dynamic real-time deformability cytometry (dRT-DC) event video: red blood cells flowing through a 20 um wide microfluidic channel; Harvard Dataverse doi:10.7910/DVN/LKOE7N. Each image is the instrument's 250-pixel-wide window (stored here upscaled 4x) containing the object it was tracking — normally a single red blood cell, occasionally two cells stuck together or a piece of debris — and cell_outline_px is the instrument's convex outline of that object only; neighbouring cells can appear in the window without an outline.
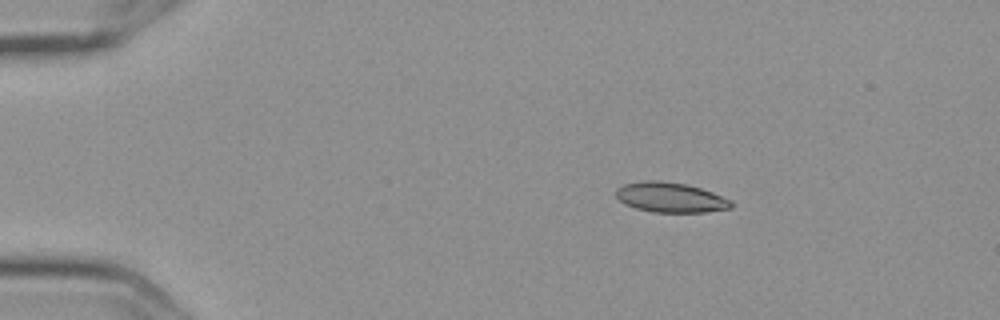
{"species": "Egyptian fruit bat (a non-hibernating species)", "species_latin": "Rousettus aegyptiacus", "temperature_condition": "cold", "stored_images_in_passage": 4, "camera_frame_rate_fps": 3000, "um_per_image_px": 0.085, "frame": {"image": 1, "passage_image": 1, "time_ms": 0.0, "image_size_px": [1000, 320], "cell_outline_px": [[732, 208], [704, 212], [652, 212], [636, 208], [624, 204], [616, 196], [616, 188], [624, 184], [644, 180], [660, 180], [688, 184], [712, 192], [732, 200]], "centroid_in_image_um": [56.98, 16.77], "position_along_channel_um": 28.0, "area_um2": 20.23}}
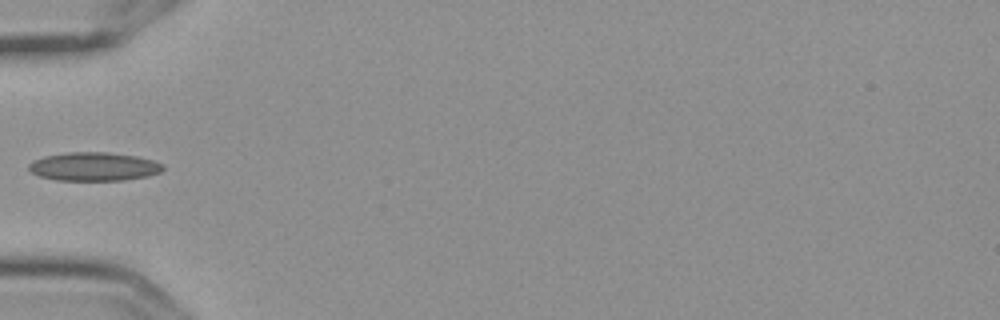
{"frame": {"image": 2, "passage_image": 4, "time_ms": 1.0, "image_size_px": [1000, 320], "cell_outline_px": [[164, 168], [160, 172], [148, 176], [124, 180], [56, 180], [40, 176], [32, 172], [28, 168], [28, 164], [32, 160], [44, 156], [68, 152], [108, 152], [136, 156], [152, 160], [164, 164]], "centroid_in_image_um": [7.98, 14.15], "position_along_channel_um": 77.0, "area_um2": 22.37}}